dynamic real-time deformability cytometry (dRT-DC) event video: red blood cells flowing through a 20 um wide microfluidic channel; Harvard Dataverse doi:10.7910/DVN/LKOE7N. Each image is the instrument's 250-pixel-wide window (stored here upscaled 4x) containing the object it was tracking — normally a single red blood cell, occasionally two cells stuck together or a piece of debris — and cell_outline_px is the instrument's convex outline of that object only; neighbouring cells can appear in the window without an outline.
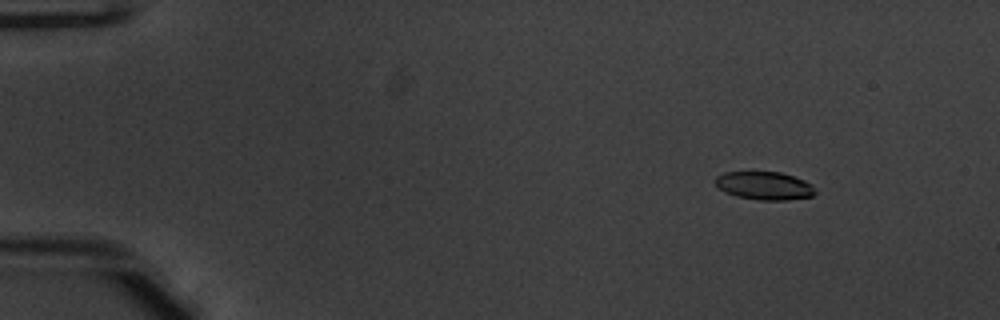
{"species": "common noctule bat (a hibernating species)", "species_latin": "Nyctalus noctula", "temperature_condition": "warm", "stored_images_in_passage": 53, "camera_frame_rate_fps": 3000, "um_per_image_px": 0.085, "animal": {"sex": "male", "body_mass_g": 20.1, "forearm_length_mm": 53.5}, "frame": {"image": 1, "passage_image": 7, "time_ms": 2.0, "image_size_px": [1000, 320], "cell_outline_px": [[816, 192], [812, 196], [788, 200], [760, 200], [736, 196], [724, 192], [712, 180], [716, 176], [724, 172], [780, 172], [804, 180], [812, 184]], "centroid_in_image_um": [64.95, 15.78], "position_along_channel_um": 20.0, "area_um2": 16.42}}
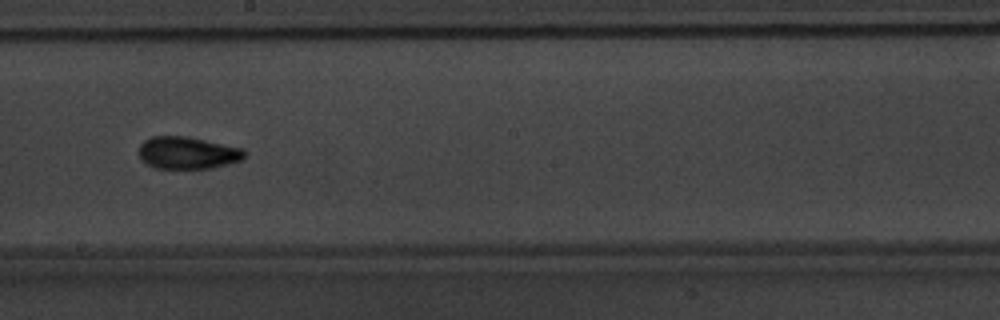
{"frame": {"image": 2, "passage_image": 31, "time_ms": 10.0, "image_size_px": [1000, 320], "cell_outline_px": [[244, 156], [240, 160], [228, 164], [212, 168], [156, 168], [148, 164], [140, 156], [140, 144], [144, 140], [152, 136], [188, 136], [244, 148]], "centroid_in_image_um": [15.96, 12.97], "position_along_channel_um": 232.2, "area_um2": 19.71}}
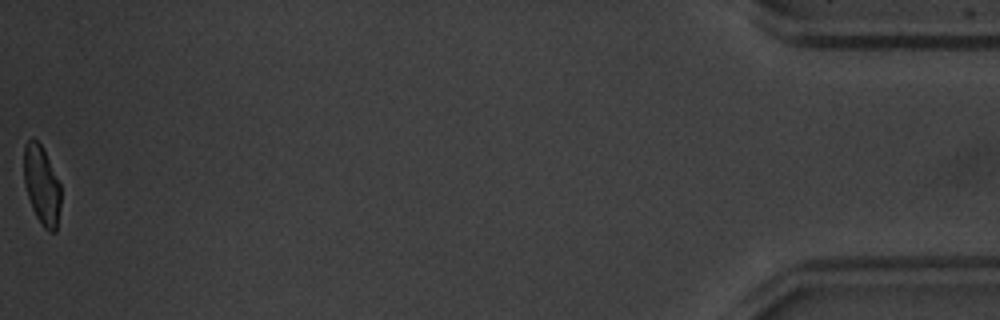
{"frame": {"image": 3, "passage_image": 53, "time_ms": 17.333, "image_size_px": [1000, 320], "cell_outline_px": [[60, 208], [56, 232], [48, 232], [44, 228], [36, 216], [32, 208], [24, 184], [24, 144], [32, 136], [40, 144], [60, 184]], "centroid_in_image_um": [3.53, 15.77], "position_along_channel_um": 431.7, "area_um2": 16.82}, "authors_computed_cell_mechanics": {"area_um2": 18.4382, "velocity_mm_per_s": 3.9478, "shape_relaxation_time_tau1_ms": 2.2742, "shape_relaxation_time_tau2_ms": 1.744, "deformation_change_tau1": 0.1476, "deformation_change_tau2": 0.0745}}